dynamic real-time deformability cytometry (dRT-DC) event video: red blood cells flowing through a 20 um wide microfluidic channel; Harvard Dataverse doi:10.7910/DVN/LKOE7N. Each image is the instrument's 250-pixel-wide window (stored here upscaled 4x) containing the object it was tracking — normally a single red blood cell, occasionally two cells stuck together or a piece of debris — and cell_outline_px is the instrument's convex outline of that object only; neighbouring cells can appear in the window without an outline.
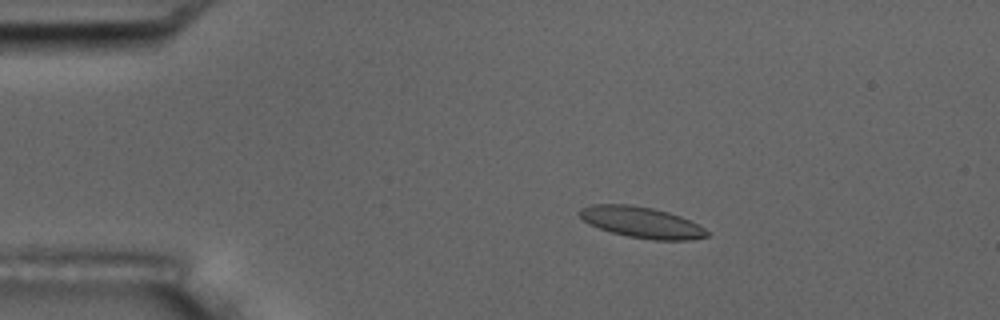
{"species": "common noctule bat (a hibernating species)", "species_latin": "Nyctalus noctula", "temperature_condition": "room temperature", "stored_images_in_passage": 7, "camera_frame_rate_fps": 3000, "um_per_image_px": 0.085, "animal": {"sex": "male", "body_mass_g": 17.5, "forearm_length_mm": 52.3}, "frame": {"image": 1, "passage_image": 4, "time_ms": 3.333, "image_size_px": [1000, 320], "cell_outline_px": [[708, 236], [692, 240], [652, 240], [628, 236], [612, 232], [588, 224], [580, 216], [580, 208], [592, 204], [628, 204], [652, 208], [668, 212], [680, 216], [704, 228], [708, 232]], "centroid_in_image_um": [54.52, 18.9], "position_along_channel_um": 30.5, "area_um2": 22.83}}
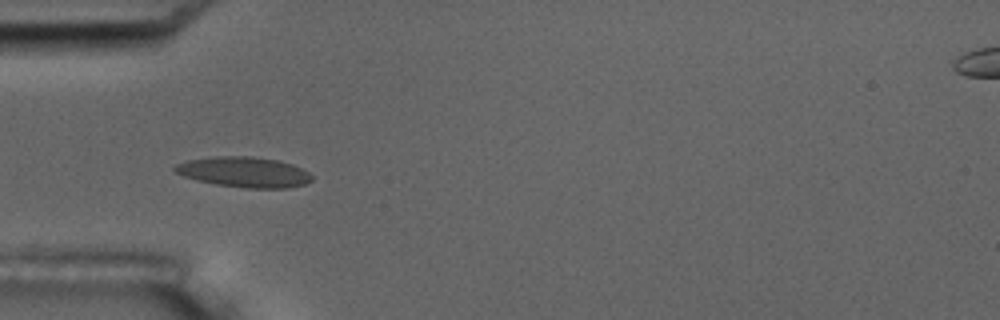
{"frame": {"image": 2, "passage_image": 6, "time_ms": 5.667, "image_size_px": [1000, 320], "cell_outline_px": [[312, 180], [304, 184], [288, 188], [244, 188], [216, 184], [196, 180], [184, 176], [176, 172], [172, 168], [176, 164], [184, 160], [216, 156], [252, 156], [280, 160], [292, 164], [308, 172], [312, 176]], "centroid_in_image_um": [20.73, 14.62], "position_along_channel_um": 64.3, "area_um2": 24.39}}